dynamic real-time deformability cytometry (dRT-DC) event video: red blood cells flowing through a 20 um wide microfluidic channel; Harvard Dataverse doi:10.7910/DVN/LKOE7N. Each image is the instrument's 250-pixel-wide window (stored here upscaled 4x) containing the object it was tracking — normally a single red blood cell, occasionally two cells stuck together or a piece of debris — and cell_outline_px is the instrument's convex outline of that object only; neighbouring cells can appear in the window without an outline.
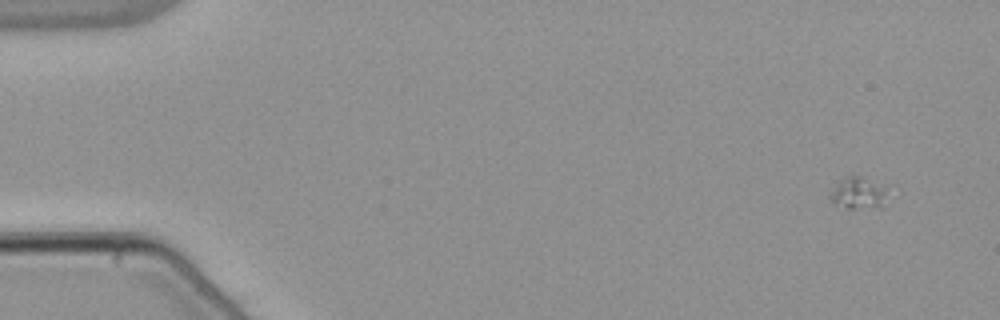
{"species": "common noctule bat (a hibernating species)", "species_latin": "Nyctalus noctula", "temperature_condition": "warm", "stored_images_in_passage": 17, "camera_frame_rate_fps": 3000, "um_per_image_px": 0.085, "animal": {"sex": "male", "body_mass_g": 21.5, "forearm_length_mm": 52.0}, "frame": {"image": 1, "passage_image": 5, "time_ms": 1.333, "image_size_px": [1000, 320], "cell_outline_px": [[884, 208], [848, 208], [832, 204], [828, 196], [828, 192], [840, 180], [848, 176], [860, 176], [884, 188]], "centroid_in_image_um": [72.85, 16.46], "position_along_channel_um": 12.1, "area_um2": 10.46}}